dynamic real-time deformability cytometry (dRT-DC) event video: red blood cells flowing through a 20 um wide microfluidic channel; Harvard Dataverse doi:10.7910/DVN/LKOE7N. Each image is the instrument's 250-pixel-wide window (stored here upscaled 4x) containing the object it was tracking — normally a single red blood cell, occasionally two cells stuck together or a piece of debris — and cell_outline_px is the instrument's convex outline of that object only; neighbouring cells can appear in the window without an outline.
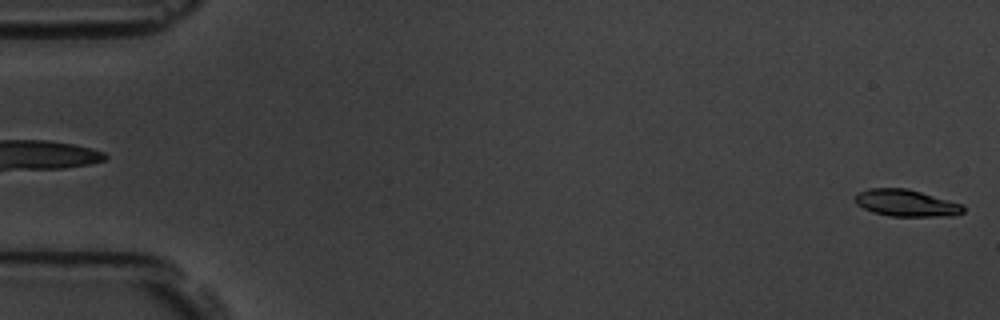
{"species": "common noctule bat (a hibernating species)", "species_latin": "Nyctalus noctula", "temperature_condition": "room temperature", "stored_images_in_passage": 5, "camera_frame_rate_fps": 3000, "um_per_image_px": 0.085, "animal": {"sex": "male", "body_mass_g": 19.5, "forearm_length_mm": 54.6}, "frame": {"image": 1, "passage_image": 5, "time_ms": 4.667, "image_size_px": [1000, 320], "cell_outline_px": [[964, 212], [956, 216], [888, 216], [872, 212], [856, 204], [856, 196], [860, 192], [868, 188], [908, 188], [964, 204]], "centroid_in_image_um": [77.08, 17.26], "position_along_channel_um": 7.9, "area_um2": 17.05}}